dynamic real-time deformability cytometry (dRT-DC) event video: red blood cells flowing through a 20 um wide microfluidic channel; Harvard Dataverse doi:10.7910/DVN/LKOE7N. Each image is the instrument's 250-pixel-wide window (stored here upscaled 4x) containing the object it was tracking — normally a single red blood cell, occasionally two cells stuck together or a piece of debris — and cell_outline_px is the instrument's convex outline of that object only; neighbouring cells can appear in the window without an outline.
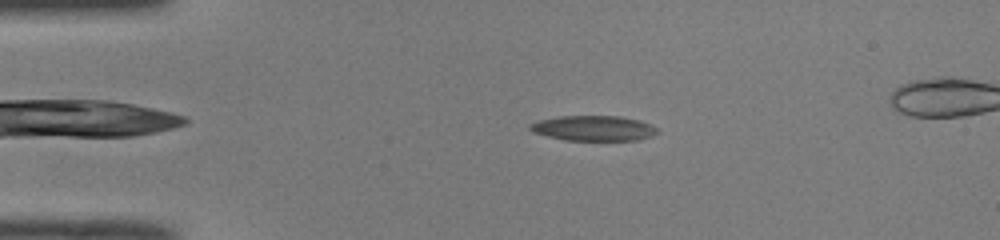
{"species": "common noctule bat (a hibernating species)", "species_latin": "Nyctalus noctula", "temperature_condition": "room temperature", "stored_images_in_passage": 51, "camera_frame_rate_fps": 3000, "um_per_image_px": 0.085, "animal": {"sex": "male", "body_mass_g": 19.0, "forearm_length_mm": 50.8}, "frame": {"image": 1, "passage_image": 12, "time_ms": 3.667, "image_size_px": [1000, 240], "cell_outline_px": [[660, 132], [652, 136], [640, 140], [564, 140], [532, 132], [528, 128], [528, 124], [540, 120], [556, 116], [620, 116], [640, 120], [656, 128]], "centroid_in_image_um": [50.44, 10.9], "position_along_channel_um": 34.6, "area_um2": 18.79}}
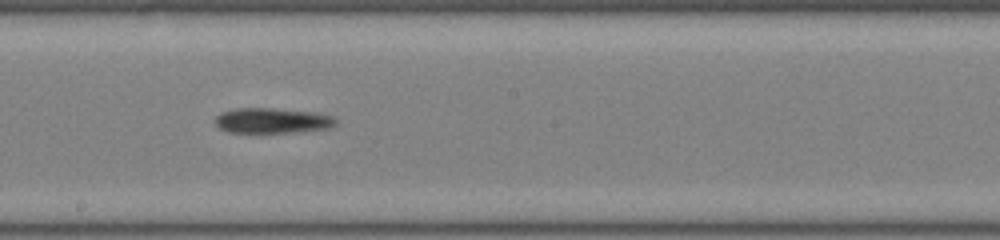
{"frame": {"image": 2, "passage_image": 30, "time_ms": 9.667, "image_size_px": [1000, 240], "cell_outline_px": [[336, 124], [328, 128], [300, 132], [228, 132], [220, 128], [216, 124], [216, 116], [220, 112], [236, 108], [272, 108], [316, 112], [332, 116], [336, 120]], "centroid_in_image_um": [23.15, 10.24], "position_along_channel_um": 225.1, "area_um2": 17.74}}
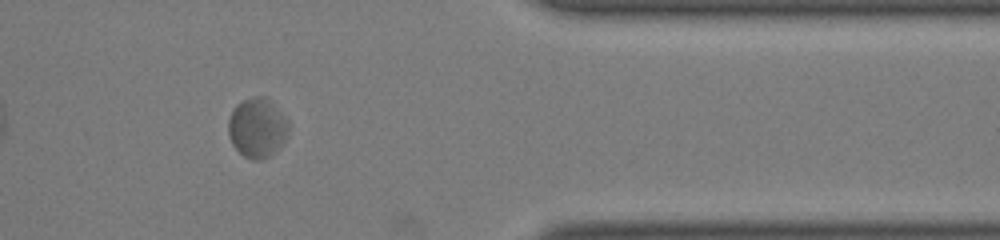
{"frame": {"image": 3, "passage_image": 44, "time_ms": 14.333, "image_size_px": [1000, 240], "cell_outline_px": [[288, 136], [264, 160], [252, 160], [244, 156], [232, 144], [228, 136], [228, 120], [236, 104], [252, 96], [264, 96], [288, 120]], "centroid_in_image_um": [21.83, 10.86], "position_along_channel_um": 389.6, "area_um2": 20.63}}